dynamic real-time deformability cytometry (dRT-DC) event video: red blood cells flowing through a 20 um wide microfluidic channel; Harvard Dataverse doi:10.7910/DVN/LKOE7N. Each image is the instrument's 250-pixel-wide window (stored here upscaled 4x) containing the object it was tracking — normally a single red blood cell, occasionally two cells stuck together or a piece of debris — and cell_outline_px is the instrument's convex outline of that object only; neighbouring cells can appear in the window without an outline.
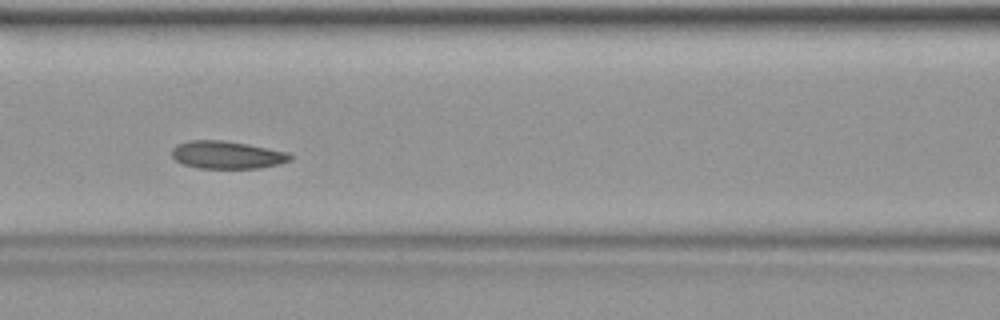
{"species": "common noctule bat (a hibernating species)", "species_latin": "Nyctalus noctula", "temperature_condition": "warm", "stored_images_in_passage": 31, "camera_frame_rate_fps": 3000, "um_per_image_px": 0.085, "animal": {"sex": "female", "body_mass_g": 19.9}, "frame": {"image": 1, "passage_image": 10, "time_ms": 3.0, "image_size_px": [1000, 320], "cell_outline_px": [[292, 160], [260, 168], [200, 168], [184, 164], [176, 160], [172, 156], [172, 148], [176, 144], [188, 140], [224, 140], [248, 144], [288, 152], [292, 156]], "centroid_in_image_um": [19.28, 13.15], "position_along_channel_um": 147.3, "area_um2": 19.07}}